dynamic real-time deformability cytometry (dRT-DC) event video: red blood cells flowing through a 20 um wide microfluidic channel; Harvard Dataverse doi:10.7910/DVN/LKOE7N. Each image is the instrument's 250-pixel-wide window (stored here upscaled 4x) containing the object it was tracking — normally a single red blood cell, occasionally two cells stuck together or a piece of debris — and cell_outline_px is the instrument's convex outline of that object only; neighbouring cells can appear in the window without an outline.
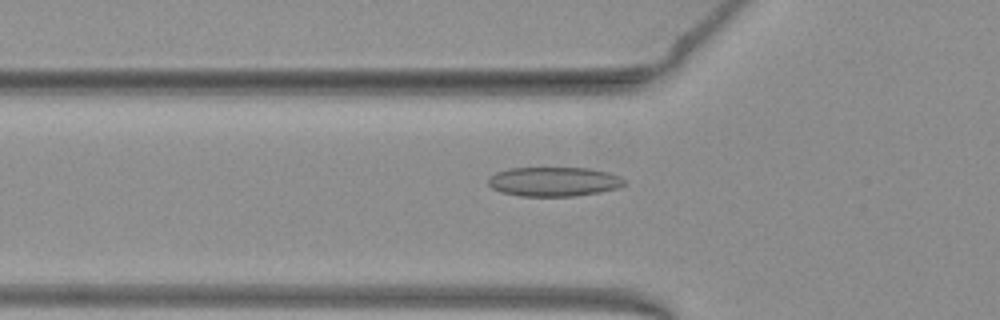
{"species": "common noctule bat (a hibernating species)", "species_latin": "Nyctalus noctula", "temperature_condition": "warm", "stored_images_in_passage": 52, "camera_frame_rate_fps": 3000, "um_per_image_px": 0.085, "animal": {"sex": "female", "body_mass_g": 19.3, "forearm_length_mm": 54.1}, "frame": {"image": 1, "passage_image": 18, "time_ms": 5.667, "image_size_px": [1000, 320], "cell_outline_px": [[624, 184], [616, 188], [600, 192], [576, 196], [520, 196], [500, 192], [492, 188], [488, 184], [488, 176], [496, 172], [508, 168], [588, 168], [608, 172], [620, 176], [624, 180]], "centroid_in_image_um": [47.03, 15.44], "position_along_channel_um": 78.8, "area_um2": 23.35}}
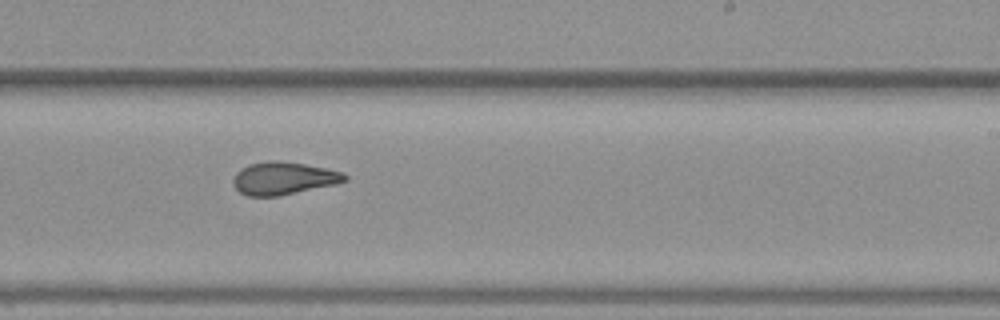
{"frame": {"image": 2, "passage_image": 32, "time_ms": 10.333, "image_size_px": [1000, 320], "cell_outline_px": [[348, 180], [336, 184], [280, 196], [248, 196], [240, 192], [232, 184], [232, 180], [236, 172], [240, 168], [248, 164], [268, 160], [280, 160], [304, 164], [344, 172], [348, 176]], "centroid_in_image_um": [24.09, 15.15], "position_along_channel_um": 264.9, "area_um2": 21.5}}
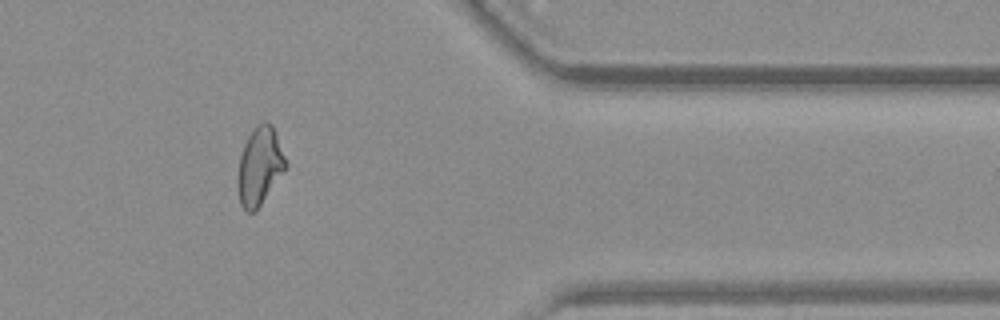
{"frame": {"image": 3, "passage_image": 43, "time_ms": 14.0, "image_size_px": [1000, 320], "cell_outline_px": [[288, 164], [256, 212], [248, 212], [240, 204], [236, 184], [240, 156], [244, 144], [248, 136], [256, 124], [264, 120], [272, 124], [276, 132]], "centroid_in_image_um": [22.06, 14.11], "position_along_channel_um": 389.3, "area_um2": 21.91}, "authors_computed_cell_mechanics": {"area_um2": 22.3975, "velocity_mm_per_s": 3.9731, "shape_relaxation_time_tau1_ms": 8.5472, "shape_relaxation_time_tau2_ms": 1.6504, "deformation_change_tau1": 0.1934, "deformation_change_tau2": 0.0806}}